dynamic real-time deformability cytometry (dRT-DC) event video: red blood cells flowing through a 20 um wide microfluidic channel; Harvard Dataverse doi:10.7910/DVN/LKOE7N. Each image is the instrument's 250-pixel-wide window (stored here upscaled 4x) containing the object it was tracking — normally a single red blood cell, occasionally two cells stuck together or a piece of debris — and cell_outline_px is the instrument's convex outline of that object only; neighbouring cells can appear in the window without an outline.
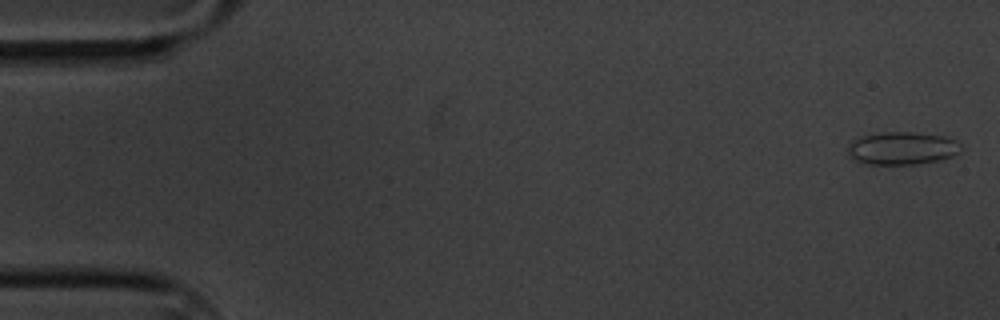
{"species": "common noctule bat (a hibernating species)", "species_latin": "Nyctalus noctula", "temperature_condition": "cold", "stored_images_in_passage": 6, "camera_frame_rate_fps": 3000, "um_per_image_px": 0.085, "animal": {"sex": "male", "body_mass_g": 20.1, "forearm_length_mm": 53.5}, "frame": {"image": 1, "passage_image": 1, "time_ms": 0.0, "image_size_px": [1000, 320], "cell_outline_px": [[960, 152], [952, 156], [940, 160], [920, 164], [868, 164], [856, 160], [848, 156], [848, 144], [852, 140], [864, 136], [880, 132], [912, 132], [944, 136], [956, 140], [960, 144]], "centroid_in_image_um": [76.68, 12.6], "position_along_channel_um": 8.3, "area_um2": 21.68}}
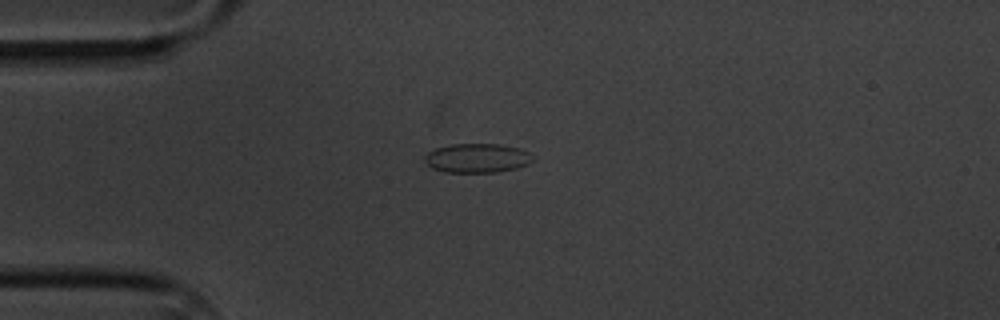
{"frame": {"image": 2, "passage_image": 4, "time_ms": 4.333, "image_size_px": [1000, 320], "cell_outline_px": [[536, 160], [528, 164], [516, 168], [496, 172], [444, 172], [432, 168], [424, 160], [424, 156], [428, 152], [436, 148], [452, 144], [500, 144], [520, 148], [536, 156]], "centroid_in_image_um": [40.6, 13.43], "position_along_channel_um": 44.4, "area_um2": 18.55}}